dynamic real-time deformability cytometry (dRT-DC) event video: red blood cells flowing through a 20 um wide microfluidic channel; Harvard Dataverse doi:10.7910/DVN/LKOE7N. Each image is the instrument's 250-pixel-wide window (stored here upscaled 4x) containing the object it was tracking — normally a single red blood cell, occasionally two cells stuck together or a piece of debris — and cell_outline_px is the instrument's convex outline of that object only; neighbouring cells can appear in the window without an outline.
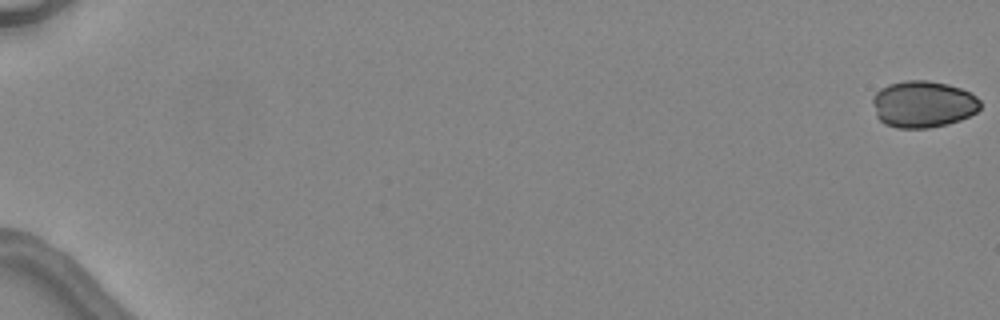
{"species": "common noctule bat (a hibernating species)", "species_latin": "Nyctalus noctula", "temperature_condition": "warm", "stored_images_in_passage": 7, "camera_frame_rate_fps": 3000, "um_per_image_px": 0.085, "animal": {"sex": "female", "body_mass_g": 24.6, "forearm_length_mm": 56.2}, "frame": {"image": 1, "passage_image": 1, "time_ms": 0.0, "image_size_px": [1000, 320], "cell_outline_px": [[980, 108], [976, 112], [960, 120], [948, 124], [928, 128], [896, 128], [884, 124], [876, 116], [872, 104], [872, 96], [880, 88], [888, 84], [904, 80], [928, 80], [948, 84], [960, 88], [976, 96], [980, 100]], "centroid_in_image_um": [78.42, 8.85], "position_along_channel_um": 6.6, "area_um2": 29.59}}
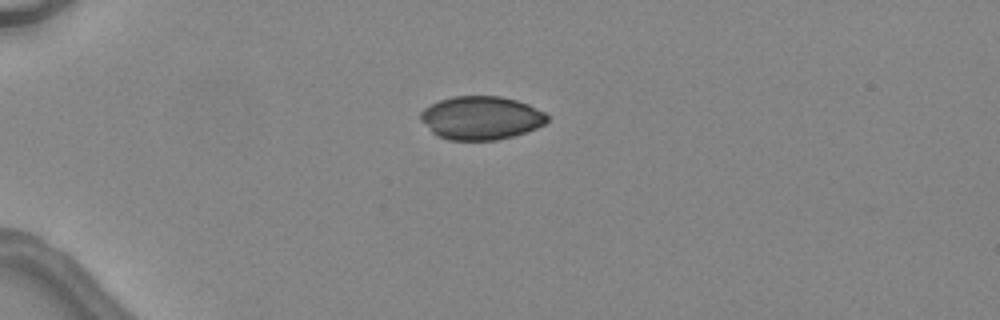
{"frame": {"image": 2, "passage_image": 5, "time_ms": 4.667, "image_size_px": [1000, 320], "cell_outline_px": [[548, 120], [544, 124], [536, 128], [512, 136], [496, 140], [448, 140], [436, 136], [420, 120], [420, 112], [424, 108], [440, 100], [452, 96], [500, 96], [516, 100], [528, 104], [544, 112], [548, 116]], "centroid_in_image_um": [40.86, 10.02], "position_along_channel_um": 44.1, "area_um2": 32.02}}